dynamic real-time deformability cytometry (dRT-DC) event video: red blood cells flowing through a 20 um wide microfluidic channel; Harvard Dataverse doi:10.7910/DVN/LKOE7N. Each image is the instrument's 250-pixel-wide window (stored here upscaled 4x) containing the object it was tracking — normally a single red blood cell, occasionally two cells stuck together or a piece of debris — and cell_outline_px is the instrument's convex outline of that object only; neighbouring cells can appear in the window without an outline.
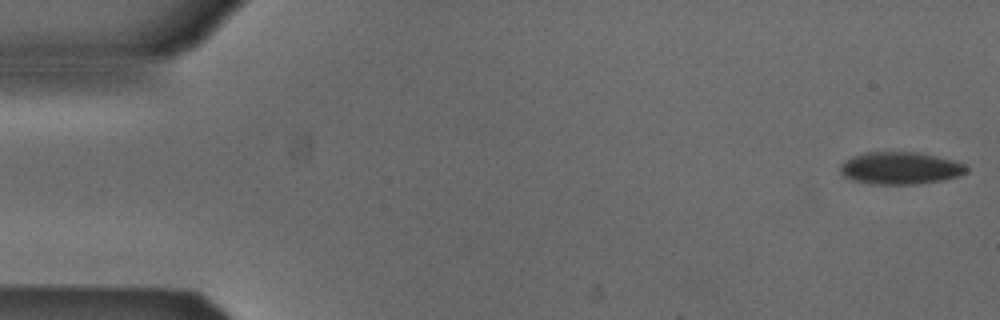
{"species": "Egyptian fruit bat (a non-hibernating species)", "species_latin": "Rousettus aegyptiacus", "temperature_condition": "cold", "stored_images_in_passage": 52, "camera_frame_rate_fps": 3000, "um_per_image_px": 0.085, "animal": {"sex": "male"}, "frame": {"image": 1, "passage_image": 1, "time_ms": 0.0, "image_size_px": [1000, 320], "cell_outline_px": [[968, 168], [964, 172], [956, 176], [940, 180], [916, 184], [868, 184], [852, 180], [844, 176], [840, 172], [840, 164], [852, 156], [864, 152], [916, 152], [936, 156], [952, 160], [964, 164]], "centroid_in_image_um": [76.45, 14.29], "position_along_channel_um": 8.6, "area_um2": 23.58}}
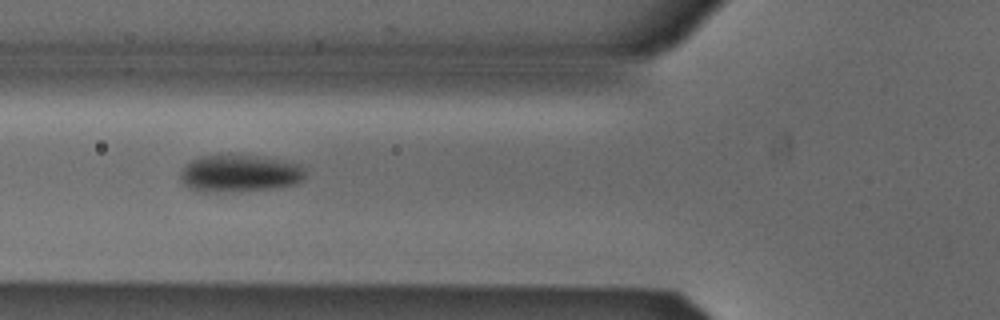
{"frame": {"image": 2, "passage_image": 19, "time_ms": 6.0, "image_size_px": [1000, 320], "cell_outline_px": [[304, 176], [296, 184], [276, 188], [216, 192], [200, 192], [188, 188], [184, 184], [180, 176], [180, 172], [184, 164], [200, 156], [228, 152], [232, 152], [284, 160], [296, 164], [304, 168]], "centroid_in_image_um": [20.29, 14.7], "position_along_channel_um": 105.5, "area_um2": 27.74}}
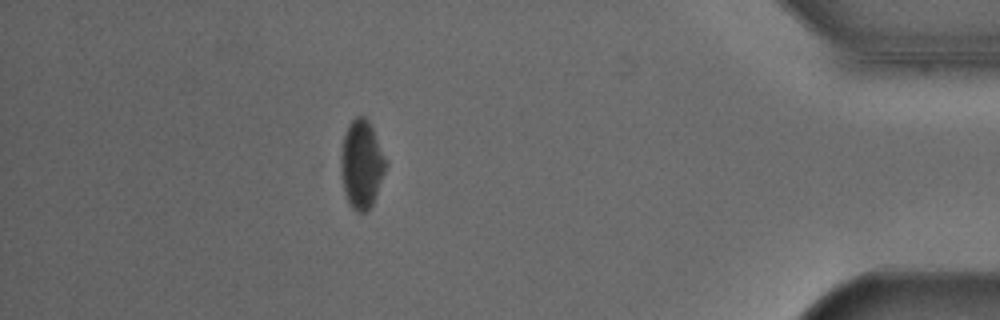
{"frame": {"image": 3, "passage_image": 46, "time_ms": 15.0, "image_size_px": [1000, 320], "cell_outline_px": [[388, 164], [372, 204], [364, 212], [356, 212], [352, 208], [348, 200], [344, 188], [340, 168], [340, 156], [344, 136], [348, 124], [356, 116], [364, 116], [368, 120], [372, 128]], "centroid_in_image_um": [30.73, 13.94], "position_along_channel_um": 404.5, "area_um2": 22.77}, "authors_computed_cell_mechanics": {"area_um2": 25.3742, "velocity_mm_per_s": 3.8772, "shape_relaxation_time_tau1_ms": 3.4486, "shape_relaxation_time_tau2_ms": null, "deformation_change_tau1": 0.0664, "deformation_change_tau2": null}}